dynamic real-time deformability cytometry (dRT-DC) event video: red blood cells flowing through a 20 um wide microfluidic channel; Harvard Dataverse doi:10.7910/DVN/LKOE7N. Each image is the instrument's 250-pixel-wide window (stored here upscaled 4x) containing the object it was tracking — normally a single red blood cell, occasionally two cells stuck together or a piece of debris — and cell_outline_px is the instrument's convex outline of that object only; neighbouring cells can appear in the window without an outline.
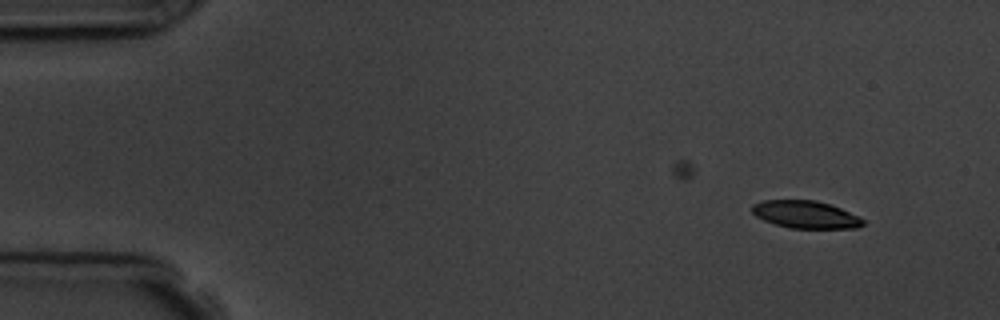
{"species": "common noctule bat (a hibernating species)", "species_latin": "Nyctalus noctula", "temperature_condition": "room temperature", "stored_images_in_passage": 8, "camera_frame_rate_fps": 3000, "um_per_image_px": 0.085, "animal": {"sex": "male", "body_mass_g": 19.5, "forearm_length_mm": 54.6}, "frame": {"image": 1, "passage_image": 1, "time_ms": 0.0, "image_size_px": [1000, 320], "cell_outline_px": [[864, 224], [856, 228], [788, 228], [764, 220], [756, 216], [752, 212], [752, 204], [764, 200], [816, 200], [840, 208], [860, 216], [864, 220]], "centroid_in_image_um": [68.48, 18.23], "position_along_channel_um": 16.5, "area_um2": 17.74}}
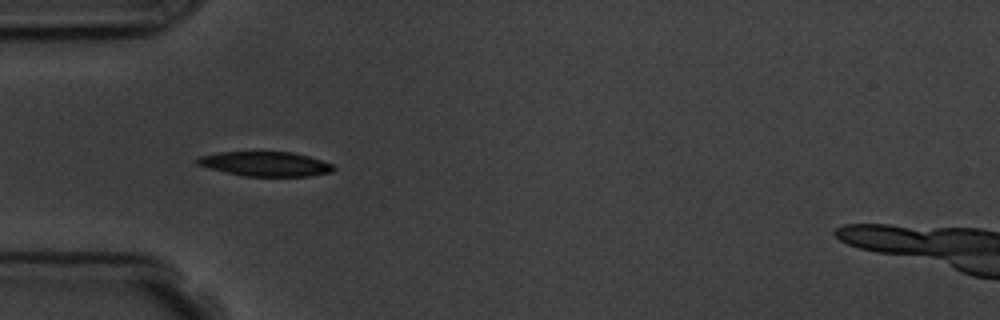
{"frame": {"image": 2, "passage_image": 4, "time_ms": 4.0, "image_size_px": [1000, 320], "cell_outline_px": [[336, 168], [332, 172], [312, 176], [244, 176], [208, 168], [196, 164], [196, 156], [220, 152], [292, 152], [308, 156], [332, 164]], "centroid_in_image_um": [22.53, 13.93], "position_along_channel_um": 62.5, "area_um2": 19.54}}